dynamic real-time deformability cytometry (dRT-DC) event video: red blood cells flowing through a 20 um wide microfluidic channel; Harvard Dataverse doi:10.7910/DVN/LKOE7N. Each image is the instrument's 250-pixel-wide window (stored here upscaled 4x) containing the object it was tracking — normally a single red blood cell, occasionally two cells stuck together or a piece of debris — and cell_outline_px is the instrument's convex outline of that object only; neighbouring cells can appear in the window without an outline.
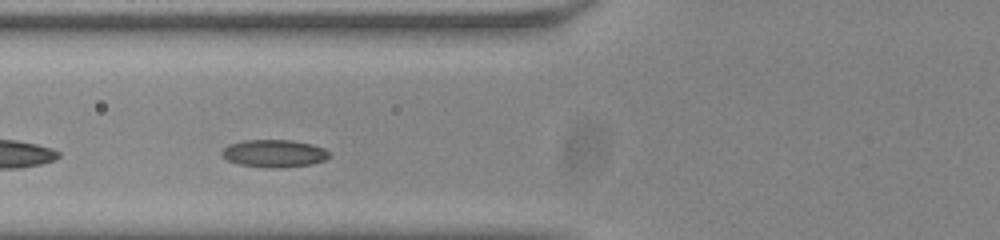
{"species": "common noctule bat (a hibernating species)", "species_latin": "Nyctalus noctula", "temperature_condition": "room temperature", "stored_images_in_passage": 28, "camera_frame_rate_fps": 3000, "um_per_image_px": 0.085, "animal": {"sex": "male", "body_mass_g": 20.0, "forearm_length_mm": 53.3}, "frame": {"image": 1, "passage_image": 5, "time_ms": 1.333, "image_size_px": [1000, 240], "cell_outline_px": [[328, 156], [324, 160], [312, 164], [280, 168], [276, 168], [240, 164], [228, 160], [220, 152], [224, 148], [232, 144], [244, 140], [292, 140], [312, 144], [324, 148], [328, 152]], "centroid_in_image_um": [23.33, 13.03], "position_along_channel_um": 102.5, "area_um2": 16.94}, "authors_computed_cell_mechanics": {"area_um2": 16.8776, "velocity_mm_per_s": 3.7682, "shape_relaxation_time_tau1_ms": 4.2805, "shape_relaxation_time_tau2_ms": null, "deformation_change_tau1": 0.0931, "deformation_change_tau2": null}}